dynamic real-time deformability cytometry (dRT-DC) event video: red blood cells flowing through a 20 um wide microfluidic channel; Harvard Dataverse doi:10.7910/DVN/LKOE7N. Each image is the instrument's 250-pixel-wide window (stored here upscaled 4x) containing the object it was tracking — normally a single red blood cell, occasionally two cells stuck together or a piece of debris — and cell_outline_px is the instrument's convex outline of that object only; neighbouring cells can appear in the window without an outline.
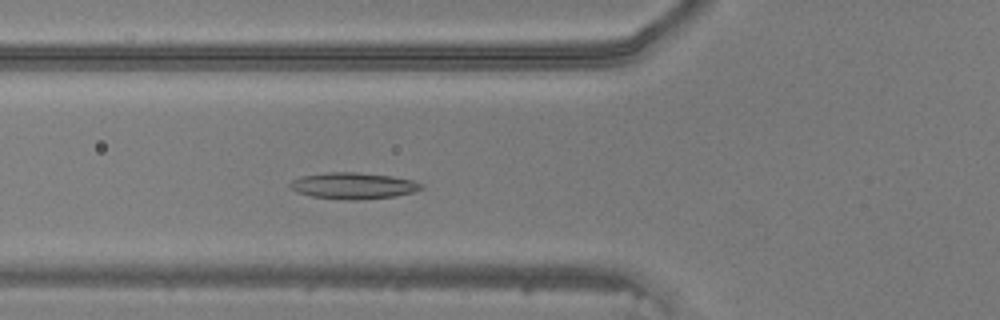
{"species": "common noctule bat (a hibernating species)", "species_latin": "Nyctalus noctula", "temperature_condition": "warm", "stored_images_in_passage": 42, "camera_frame_rate_fps": 3000, "um_per_image_px": 0.085, "animal": {"sex": "male", "body_mass_g": 20.5, "forearm_length_mm": 52.5}, "frame": {"image": 1, "passage_image": 16, "time_ms": 5.0, "image_size_px": [1000, 320], "cell_outline_px": [[424, 188], [412, 192], [396, 196], [312, 196], [296, 192], [288, 184], [292, 180], [300, 176], [328, 172], [360, 172], [392, 176], [412, 180], [424, 184]], "centroid_in_image_um": [30.04, 15.71], "position_along_channel_um": 95.8, "area_um2": 18.9}}
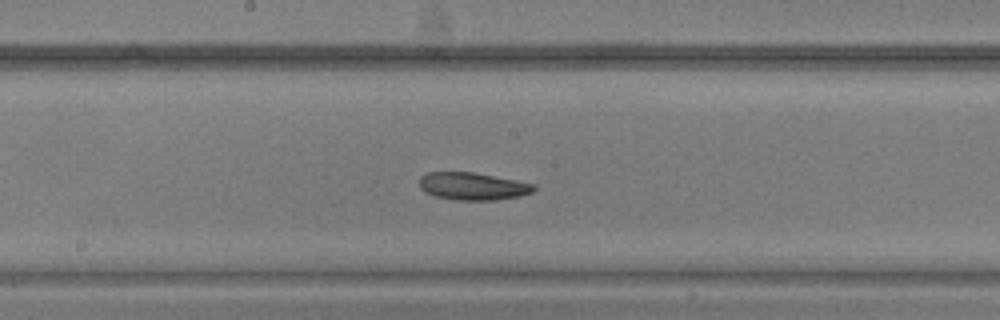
{"frame": {"image": 2, "passage_image": 24, "time_ms": 7.667, "image_size_px": [1000, 320], "cell_outline_px": [[536, 188], [532, 192], [520, 196], [496, 200], [456, 200], [436, 196], [424, 192], [420, 188], [420, 176], [428, 172], [472, 172], [516, 180], [536, 184]], "centroid_in_image_um": [40.19, 15.83], "position_along_channel_um": 208.0, "area_um2": 18.38}}
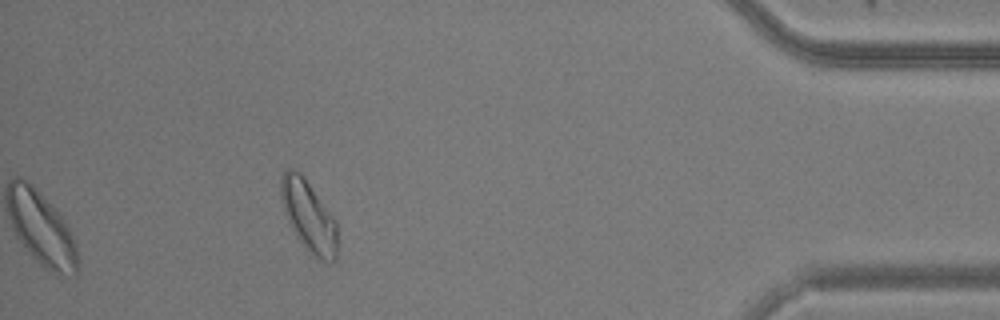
{"frame": {"image": 3, "passage_image": 42, "time_ms": 13.667, "image_size_px": [1000, 320], "cell_outline_px": [[336, 260], [332, 264], [320, 260], [312, 256], [300, 240], [288, 220], [284, 212], [280, 196], [280, 180], [284, 172], [288, 168], [292, 168], [300, 172], [336, 220]], "centroid_in_image_um": [26.23, 18.38], "position_along_channel_um": 409.0, "area_um2": 23.12}}